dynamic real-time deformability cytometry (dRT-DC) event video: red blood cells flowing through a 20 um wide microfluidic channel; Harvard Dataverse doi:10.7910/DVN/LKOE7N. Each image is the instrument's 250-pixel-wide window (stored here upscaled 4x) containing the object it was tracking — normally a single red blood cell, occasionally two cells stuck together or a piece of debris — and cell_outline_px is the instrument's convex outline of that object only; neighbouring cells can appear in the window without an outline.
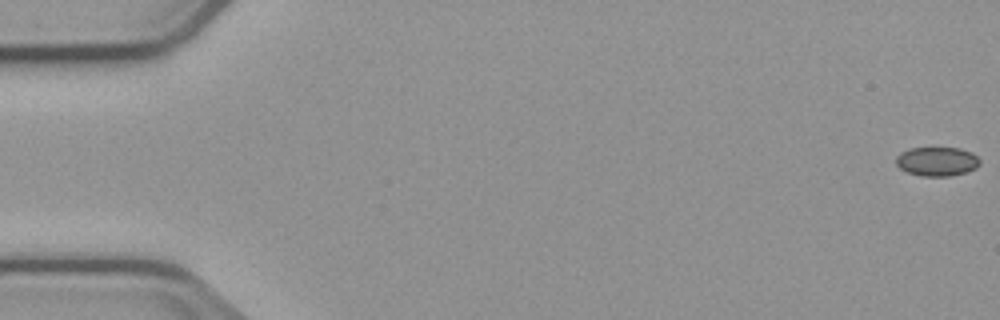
{"species": "common noctule bat (a hibernating species)", "species_latin": "Nyctalus noctula", "temperature_condition": "cold", "stored_images_in_passage": 4, "camera_frame_rate_fps": 3000, "um_per_image_px": 0.085, "animal": {"sex": "male", "body_mass_g": 23.1, "forearm_length_mm": 52.7}, "frame": {"image": 1, "passage_image": 1, "time_ms": 0.0, "image_size_px": [1000, 320], "cell_outline_px": [[980, 164], [976, 168], [968, 172], [948, 176], [920, 176], [908, 172], [900, 168], [896, 164], [896, 156], [900, 152], [912, 148], [960, 148], [972, 152], [980, 160]], "centroid_in_image_um": [79.66, 13.72], "position_along_channel_um": 5.3, "area_um2": 14.28}}